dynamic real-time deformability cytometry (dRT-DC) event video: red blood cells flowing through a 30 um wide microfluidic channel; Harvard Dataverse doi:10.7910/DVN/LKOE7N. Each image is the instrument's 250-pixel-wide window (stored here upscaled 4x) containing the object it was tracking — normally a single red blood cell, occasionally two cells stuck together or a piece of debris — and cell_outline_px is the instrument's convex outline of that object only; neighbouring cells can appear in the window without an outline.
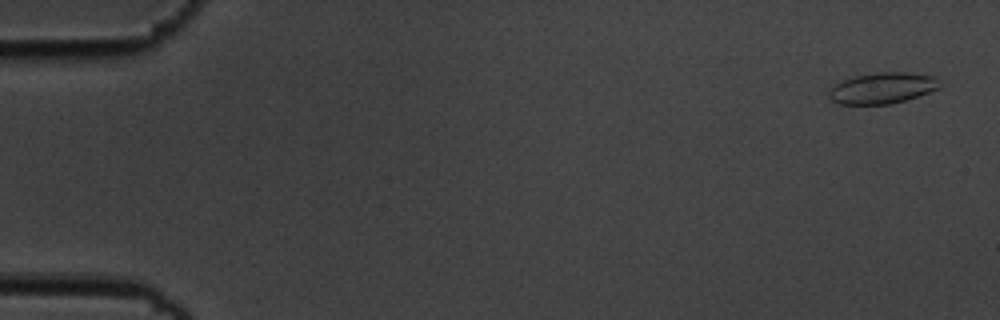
{"species": "common noctule bat (a hibernating species)", "species_latin": "Nyctalus noctula", "temperature_condition": "cold", "stored_images_in_passage": 54, "camera_frame_rate_fps": 3000, "um_per_image_px": 0.085, "animal": {"sex": "male", "body_mass_g": 19.5, "forearm_length_mm": 54.6}, "frame": {"image": 1, "passage_image": 2, "time_ms": 0.333, "image_size_px": [1000, 320], "cell_outline_px": [[940, 88], [904, 100], [888, 104], [840, 104], [832, 100], [828, 96], [828, 92], [832, 84], [856, 76], [880, 72], [904, 72], [932, 76]], "centroid_in_image_um": [74.91, 7.49], "position_along_channel_um": 10.1, "area_um2": 19.59}}
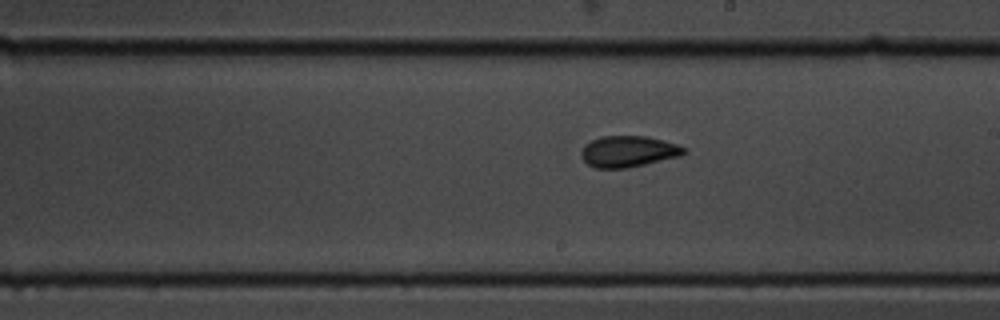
{"frame": {"image": 2, "passage_image": 32, "time_ms": 10.333, "image_size_px": [1000, 320], "cell_outline_px": [[688, 152], [680, 156], [628, 168], [596, 168], [588, 164], [580, 156], [580, 152], [584, 144], [600, 136], [648, 136], [664, 140], [676, 144], [684, 148]], "centroid_in_image_um": [53.39, 12.87], "position_along_channel_um": 235.6, "area_um2": 18.79}}
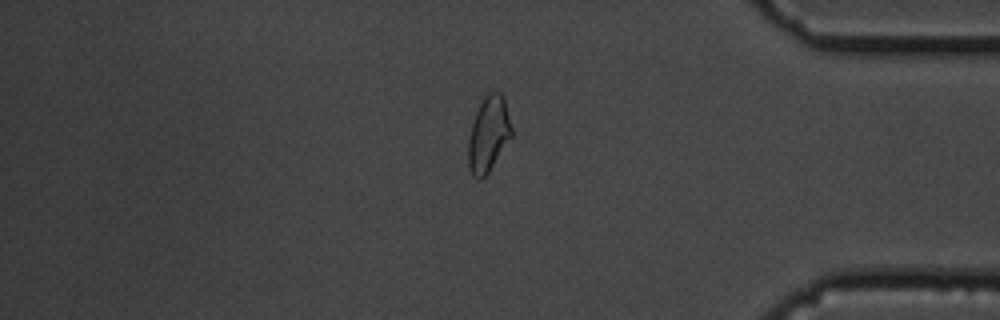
{"frame": {"image": 3, "passage_image": 47, "time_ms": 15.333, "image_size_px": [1000, 320], "cell_outline_px": [[512, 136], [488, 172], [480, 180], [472, 176], [468, 168], [468, 140], [472, 124], [476, 112], [484, 96], [488, 92], [500, 92], [504, 96], [512, 128]], "centroid_in_image_um": [41.52, 11.4], "position_along_channel_um": 393.7, "area_um2": 19.02}}